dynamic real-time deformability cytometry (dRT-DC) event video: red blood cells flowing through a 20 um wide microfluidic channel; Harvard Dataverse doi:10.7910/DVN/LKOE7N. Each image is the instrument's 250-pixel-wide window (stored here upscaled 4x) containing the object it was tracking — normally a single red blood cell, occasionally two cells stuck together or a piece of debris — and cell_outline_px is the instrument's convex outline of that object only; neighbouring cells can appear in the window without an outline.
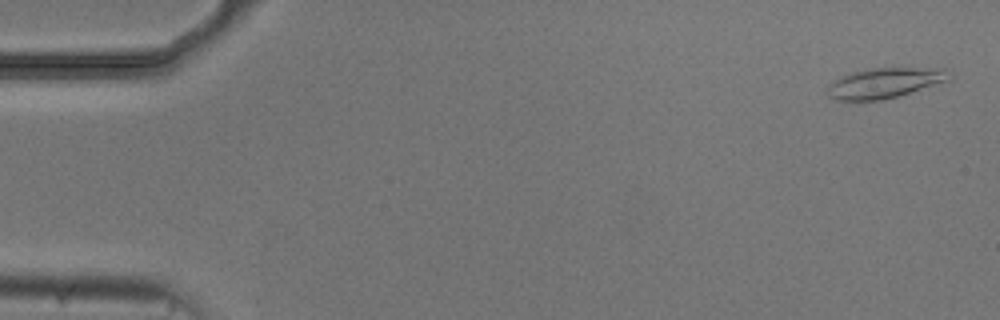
{"species": "common noctule bat (a hibernating species)", "species_latin": "Nyctalus noctula", "temperature_condition": "cold", "stored_images_in_passage": 54, "camera_frame_rate_fps": 3000, "um_per_image_px": 0.085, "animal": {"sex": "male", "body_mass_g": 20.5, "forearm_length_mm": 52.5}, "frame": {"image": 1, "passage_image": 2, "time_ms": 0.333, "image_size_px": [1000, 320], "cell_outline_px": [[952, 80], [896, 96], [880, 100], [836, 100], [828, 96], [828, 84], [852, 72], [872, 68], [952, 68]], "centroid_in_image_um": [75.3, 7.03], "position_along_channel_um": 9.7, "area_um2": 21.44}}
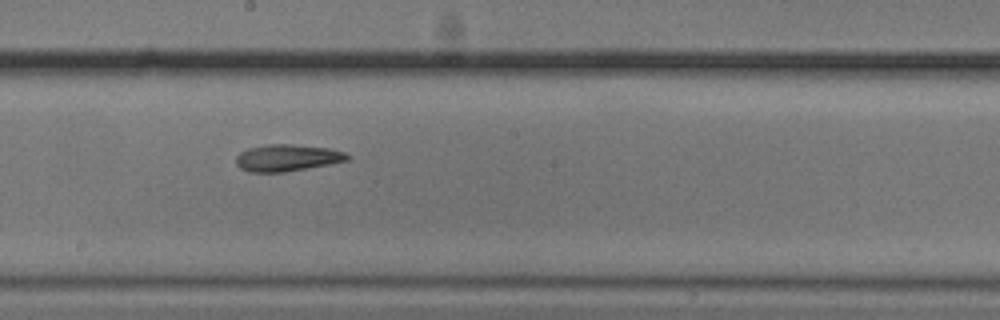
{"frame": {"image": 2, "passage_image": 30, "time_ms": 9.667, "image_size_px": [1000, 320], "cell_outline_px": [[352, 156], [348, 160], [332, 164], [284, 172], [248, 172], [240, 168], [236, 164], [236, 156], [240, 152], [248, 148], [264, 144], [288, 144], [328, 148], [344, 152]], "centroid_in_image_um": [24.4, 13.42], "position_along_channel_um": 223.8, "area_um2": 17.51}}
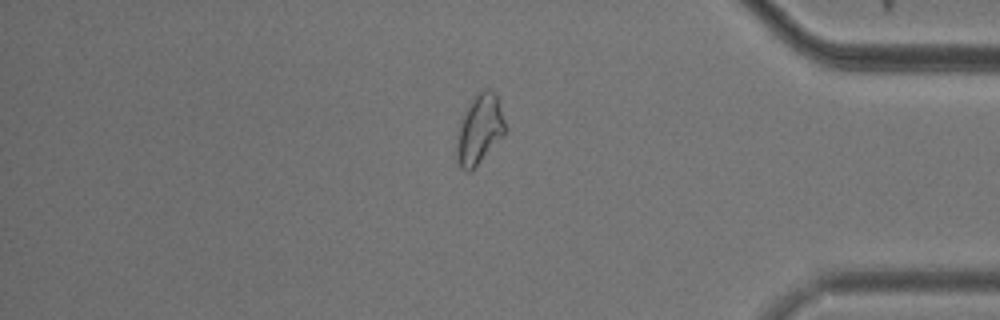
{"frame": {"image": 3, "passage_image": 46, "time_ms": 15.0, "image_size_px": [1000, 320], "cell_outline_px": [[508, 132], [472, 172], [464, 172], [460, 168], [456, 160], [456, 132], [460, 120], [468, 104], [476, 92], [484, 88], [488, 88], [496, 92]], "centroid_in_image_um": [40.75, 11.02], "position_along_channel_um": 394.5, "area_um2": 20.69}, "authors_computed_cell_mechanics": {"area_um2": 18.7272, "velocity_mm_per_s": 3.703, "shape_relaxation_time_tau1_ms": null, "shape_relaxation_time_tau2_ms": 5.0298, "deformation_change_tau1": null, "deformation_change_tau2": 0.1457}}